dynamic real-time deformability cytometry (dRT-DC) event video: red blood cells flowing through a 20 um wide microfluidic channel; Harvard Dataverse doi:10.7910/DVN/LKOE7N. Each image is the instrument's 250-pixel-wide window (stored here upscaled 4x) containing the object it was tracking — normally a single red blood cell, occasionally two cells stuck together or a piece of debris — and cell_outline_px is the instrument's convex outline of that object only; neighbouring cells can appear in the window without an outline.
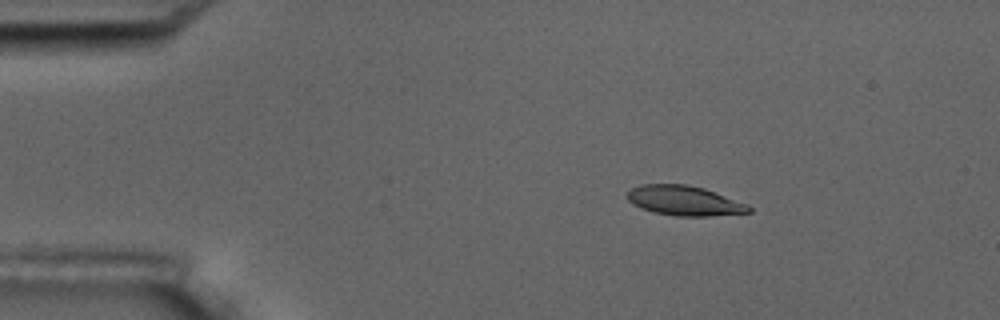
{"species": "common noctule bat (a hibernating species)", "species_latin": "Nyctalus noctula", "temperature_condition": "room temperature", "stored_images_in_passage": 5, "camera_frame_rate_fps": 3000, "um_per_image_px": 0.085, "animal": {"sex": "male", "body_mass_g": 17.5, "forearm_length_mm": 52.3}, "frame": {"image": 1, "passage_image": 3, "time_ms": 2.333, "image_size_px": [1000, 320], "cell_outline_px": [[752, 212], [712, 216], [676, 216], [652, 212], [640, 208], [632, 204], [628, 200], [628, 192], [632, 188], [640, 184], [688, 184], [704, 188], [748, 204], [752, 208]], "centroid_in_image_um": [58.18, 17.06], "position_along_channel_um": 26.8, "area_um2": 21.27}}
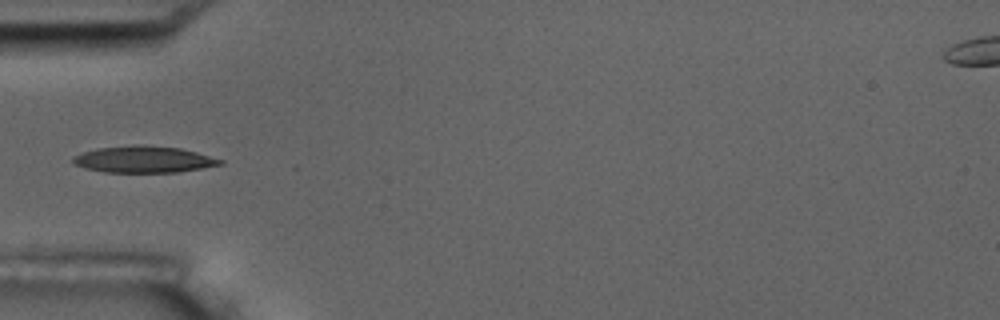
{"frame": {"image": 2, "passage_image": 5, "time_ms": 5.333, "image_size_px": [1000, 320], "cell_outline_px": [[224, 164], [176, 172], [104, 172], [84, 168], [72, 164], [72, 156], [96, 148], [136, 144], [180, 148], [196, 152], [224, 160]], "centroid_in_image_um": [12.17, 13.54], "position_along_channel_um": 72.8, "area_um2": 22.83}}